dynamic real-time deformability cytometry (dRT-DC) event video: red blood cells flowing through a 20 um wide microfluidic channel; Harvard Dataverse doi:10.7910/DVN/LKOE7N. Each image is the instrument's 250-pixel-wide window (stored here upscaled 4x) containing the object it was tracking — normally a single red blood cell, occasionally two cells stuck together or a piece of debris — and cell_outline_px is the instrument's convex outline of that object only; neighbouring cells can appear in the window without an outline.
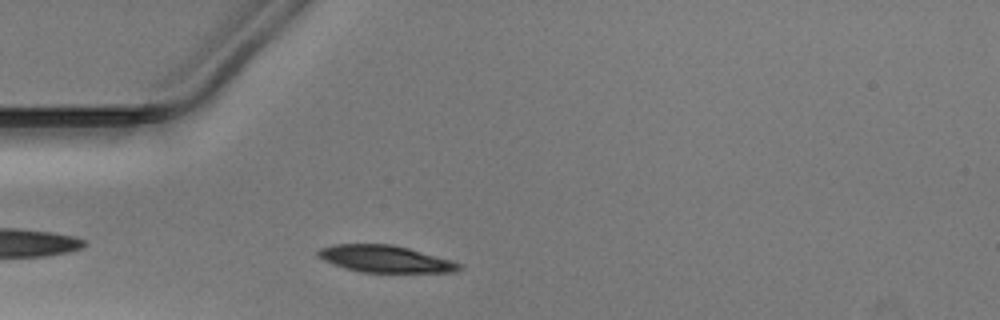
{"species": "Egyptian fruit bat (a non-hibernating species)", "species_latin": "Rousettus aegyptiacus", "temperature_condition": "warm", "stored_images_in_passage": 26, "camera_frame_rate_fps": 3000, "um_per_image_px": 0.085, "animal": {"sex": "male"}, "frame": {"image": 1, "passage_image": 3, "time_ms": 0.667, "image_size_px": [1000, 320], "cell_outline_px": [[460, 268], [456, 272], [360, 272], [324, 260], [316, 256], [316, 252], [320, 248], [332, 244], [392, 244], [408, 248], [452, 260], [460, 264]], "centroid_in_image_um": [32.72, 22.0], "position_along_channel_um": 52.3, "area_um2": 21.91}}
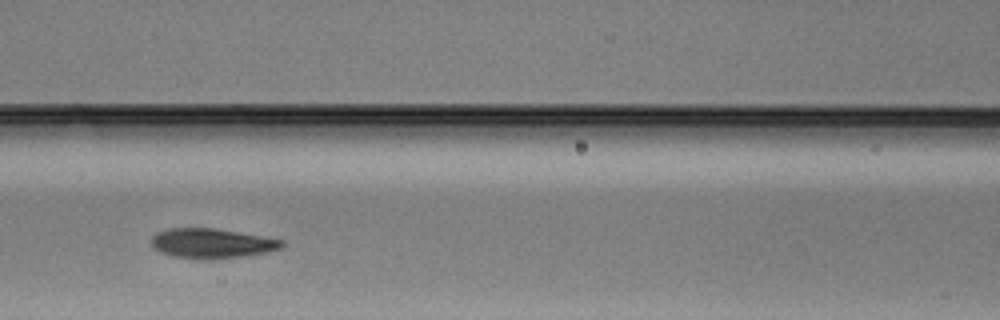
{"frame": {"image": 2, "passage_image": 11, "time_ms": 3.333, "image_size_px": [1000, 320], "cell_outline_px": [[284, 244], [280, 248], [268, 252], [240, 256], [172, 256], [160, 252], [152, 244], [152, 236], [156, 232], [168, 228], [216, 228], [264, 236], [284, 240]], "centroid_in_image_um": [18.03, 20.62], "position_along_channel_um": 148.6, "area_um2": 21.68}}
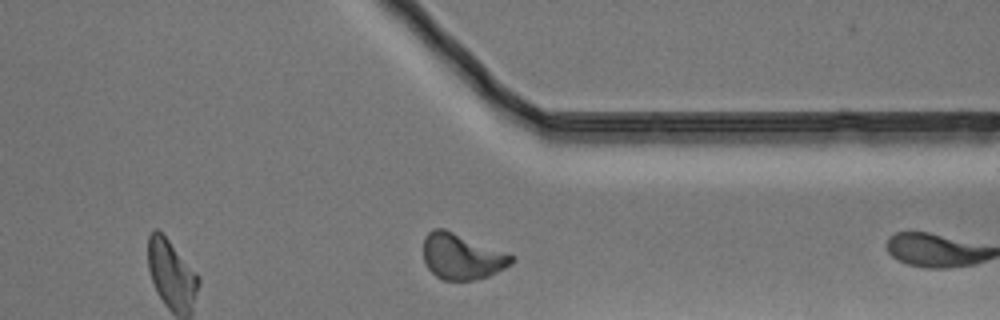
{"frame": {"image": 3, "passage_image": 25, "time_ms": 8.0, "image_size_px": [1000, 320], "cell_outline_px": [[516, 260], [512, 264], [488, 276], [476, 280], [444, 280], [436, 276], [424, 264], [424, 236], [432, 228], [444, 228], [504, 252], [512, 256]], "centroid_in_image_um": [39.22, 21.8], "position_along_channel_um": 372.2, "area_um2": 23.35}}